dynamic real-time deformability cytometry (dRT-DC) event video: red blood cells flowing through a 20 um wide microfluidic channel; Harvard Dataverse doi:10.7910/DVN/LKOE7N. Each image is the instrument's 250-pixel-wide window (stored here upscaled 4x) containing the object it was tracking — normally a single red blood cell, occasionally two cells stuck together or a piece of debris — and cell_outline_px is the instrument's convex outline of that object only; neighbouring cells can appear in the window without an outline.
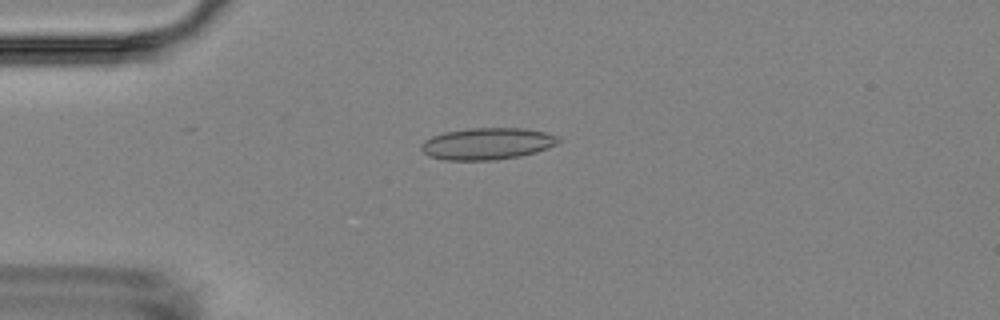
{"species": "Egyptian fruit bat (a non-hibernating species)", "species_latin": "Rousettus aegyptiacus", "temperature_condition": "room temperature", "stored_images_in_passage": 12, "camera_frame_rate_fps": 3000, "um_per_image_px": 0.085, "animal": {"sex": "female"}, "frame": {"image": 1, "passage_image": 3, "time_ms": 3.333, "image_size_px": [1000, 320], "cell_outline_px": [[560, 140], [556, 144], [536, 152], [520, 156], [492, 160], [444, 160], [428, 156], [420, 148], [420, 144], [424, 140], [432, 136], [444, 132], [468, 128], [524, 128], [544, 132], [560, 136]], "centroid_in_image_um": [41.39, 12.21], "position_along_channel_um": 43.6, "area_um2": 25.49}}
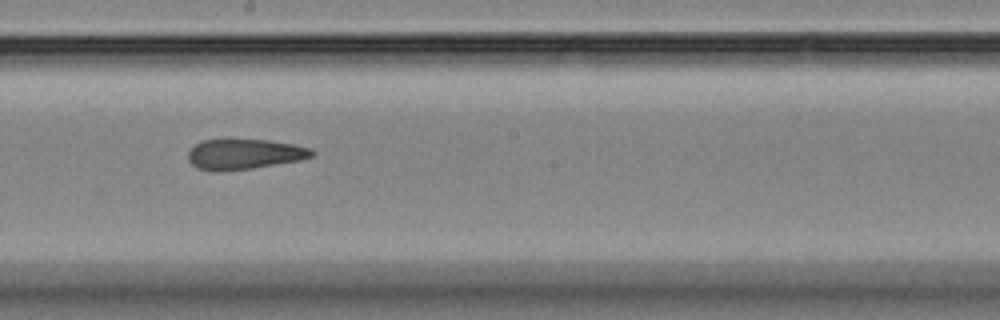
{"frame": {"image": 2, "passage_image": 8, "time_ms": 9.0, "image_size_px": [1000, 320], "cell_outline_px": [[316, 152], [312, 156], [300, 160], [252, 168], [196, 168], [188, 160], [188, 152], [196, 144], [204, 140], [268, 140], [292, 144], [312, 148]], "centroid_in_image_um": [20.84, 13.06], "position_along_channel_um": 227.4, "area_um2": 20.92}}
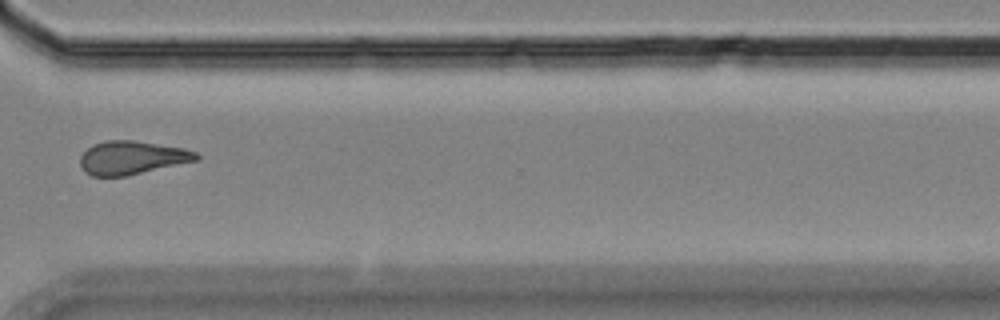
{"frame": {"image": 3, "passage_image": 11, "time_ms": 12.667, "image_size_px": [1000, 320], "cell_outline_px": [[200, 160], [124, 176], [92, 176], [84, 172], [80, 164], [80, 156], [92, 144], [104, 140], [132, 140], [184, 148], [196, 152], [200, 156]], "centroid_in_image_um": [11.21, 13.4], "position_along_channel_um": 359.4, "area_um2": 22.66}, "authors_computed_cell_mechanics": {"area_um2": 22.9755, "velocity_mm_per_s": 3.61, "shape_relaxation_time_tau1_ms": null, "shape_relaxation_time_tau2_ms": 4.4111, "deformation_change_tau1": null, "deformation_change_tau2": 0.1111}}